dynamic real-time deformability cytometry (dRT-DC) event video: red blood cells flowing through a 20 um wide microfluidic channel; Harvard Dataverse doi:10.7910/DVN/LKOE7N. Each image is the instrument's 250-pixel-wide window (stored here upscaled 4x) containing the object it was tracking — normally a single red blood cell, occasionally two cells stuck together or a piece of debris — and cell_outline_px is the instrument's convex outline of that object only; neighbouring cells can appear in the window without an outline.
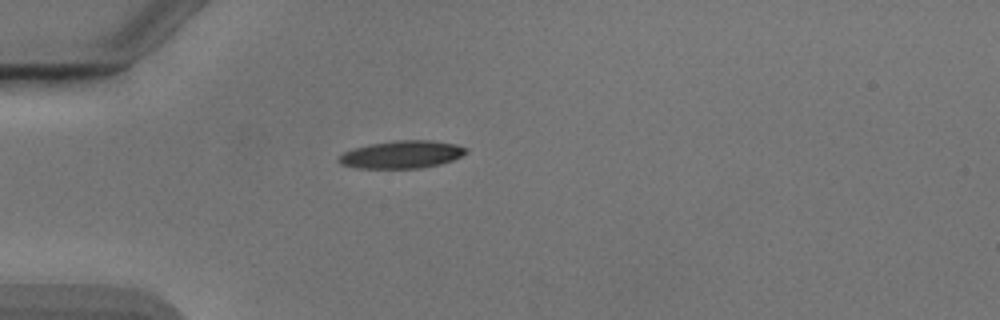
{"species": "Egyptian fruit bat (a non-hibernating species)", "species_latin": "Rousettus aegyptiacus", "temperature_condition": "cold", "stored_images_in_passage": 39, "camera_frame_rate_fps": 3000, "um_per_image_px": 0.085, "animal": {"sex": "male"}, "frame": {"image": 1, "passage_image": 1, "time_ms": 0.0, "image_size_px": [1000, 320], "cell_outline_px": [[468, 152], [452, 160], [440, 164], [420, 168], [356, 168], [340, 164], [336, 160], [344, 152], [352, 148], [368, 144], [396, 140], [432, 140], [456, 144], [468, 148]], "centroid_in_image_um": [34.13, 13.12], "position_along_channel_um": 50.9, "area_um2": 20.63}}
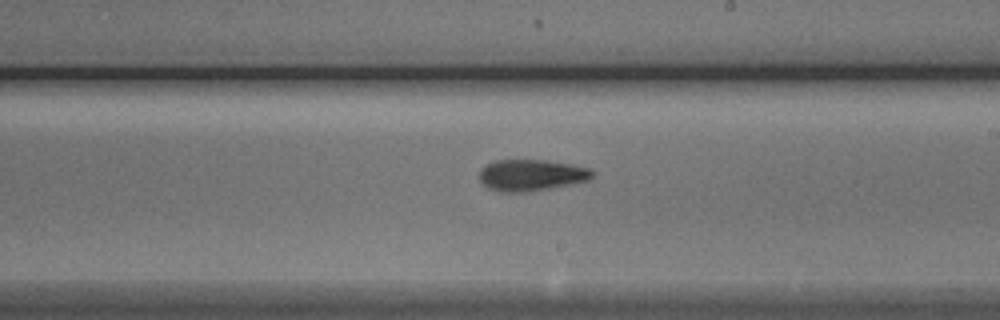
{"frame": {"image": 2, "passage_image": 17, "time_ms": 5.333, "image_size_px": [1000, 320], "cell_outline_px": [[592, 176], [588, 180], [572, 184], [528, 192], [500, 192], [488, 188], [480, 180], [480, 168], [496, 160], [548, 160], [572, 164], [588, 168], [592, 172]], "centroid_in_image_um": [45.14, 14.89], "position_along_channel_um": 243.9, "area_um2": 20.63}}
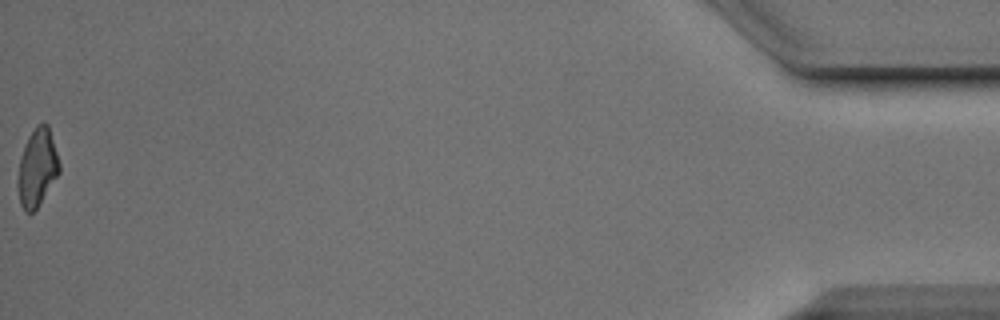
{"frame": {"image": 3, "passage_image": 39, "time_ms": 12.667, "image_size_px": [1000, 320], "cell_outline_px": [[60, 172], [36, 208], [32, 212], [24, 212], [20, 204], [16, 184], [16, 180], [20, 156], [24, 144], [28, 136], [36, 124], [48, 124], [60, 164]], "centroid_in_image_um": [3.13, 14.25], "position_along_channel_um": 432.1, "area_um2": 18.9}, "authors_computed_cell_mechanics": {"area_um2": 19.8254, "velocity_mm_per_s": 3.895, "shape_relaxation_time_tau1_ms": 8.3908, "shape_relaxation_time_tau2_ms": 3.5146, "deformation_change_tau1": 0.242, "deformation_change_tau2": 0.1205}}